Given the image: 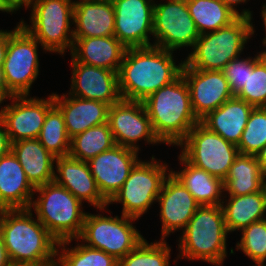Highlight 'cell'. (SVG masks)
<instances>
[{"mask_svg":"<svg viewBox=\"0 0 266 266\" xmlns=\"http://www.w3.org/2000/svg\"><path fill=\"white\" fill-rule=\"evenodd\" d=\"M264 263H265V262H257V263L255 264V266H266V264L264 265Z\"/></svg>","mask_w":266,"mask_h":266,"instance_id":"f907efd6","label":"cell"},{"mask_svg":"<svg viewBox=\"0 0 266 266\" xmlns=\"http://www.w3.org/2000/svg\"><path fill=\"white\" fill-rule=\"evenodd\" d=\"M36 193L30 209L48 232L58 242L78 238L86 215L83 203L54 181L35 188Z\"/></svg>","mask_w":266,"mask_h":266,"instance_id":"8992f818","label":"cell"},{"mask_svg":"<svg viewBox=\"0 0 266 266\" xmlns=\"http://www.w3.org/2000/svg\"><path fill=\"white\" fill-rule=\"evenodd\" d=\"M173 53L156 46L127 48L118 71L121 98L143 102L176 80L184 61L176 65Z\"/></svg>","mask_w":266,"mask_h":266,"instance_id":"6da1fadb","label":"cell"},{"mask_svg":"<svg viewBox=\"0 0 266 266\" xmlns=\"http://www.w3.org/2000/svg\"><path fill=\"white\" fill-rule=\"evenodd\" d=\"M181 155L192 165L224 181L230 167L238 157L237 145L209 131L200 122L177 145Z\"/></svg>","mask_w":266,"mask_h":266,"instance_id":"8fae6325","label":"cell"},{"mask_svg":"<svg viewBox=\"0 0 266 266\" xmlns=\"http://www.w3.org/2000/svg\"><path fill=\"white\" fill-rule=\"evenodd\" d=\"M72 0H34L26 9H31L30 23H19L41 44L43 51L65 55L73 47Z\"/></svg>","mask_w":266,"mask_h":266,"instance_id":"52a82bcc","label":"cell"},{"mask_svg":"<svg viewBox=\"0 0 266 266\" xmlns=\"http://www.w3.org/2000/svg\"><path fill=\"white\" fill-rule=\"evenodd\" d=\"M37 139L54 157L69 154L71 138L67 134L63 115L55 105L47 112Z\"/></svg>","mask_w":266,"mask_h":266,"instance_id":"d6a6232c","label":"cell"},{"mask_svg":"<svg viewBox=\"0 0 266 266\" xmlns=\"http://www.w3.org/2000/svg\"><path fill=\"white\" fill-rule=\"evenodd\" d=\"M73 38L114 36L115 12L112 1L74 2Z\"/></svg>","mask_w":266,"mask_h":266,"instance_id":"7402d4cb","label":"cell"},{"mask_svg":"<svg viewBox=\"0 0 266 266\" xmlns=\"http://www.w3.org/2000/svg\"><path fill=\"white\" fill-rule=\"evenodd\" d=\"M34 0H21V8L24 6L26 8Z\"/></svg>","mask_w":266,"mask_h":266,"instance_id":"681fc988","label":"cell"},{"mask_svg":"<svg viewBox=\"0 0 266 266\" xmlns=\"http://www.w3.org/2000/svg\"><path fill=\"white\" fill-rule=\"evenodd\" d=\"M256 158L262 173L266 176V145L257 153Z\"/></svg>","mask_w":266,"mask_h":266,"instance_id":"ee69618b","label":"cell"},{"mask_svg":"<svg viewBox=\"0 0 266 266\" xmlns=\"http://www.w3.org/2000/svg\"><path fill=\"white\" fill-rule=\"evenodd\" d=\"M228 197V201L223 198L225 201L221 203L228 233L241 231L251 223L266 219L265 187L256 193Z\"/></svg>","mask_w":266,"mask_h":266,"instance_id":"83f0119b","label":"cell"},{"mask_svg":"<svg viewBox=\"0 0 266 266\" xmlns=\"http://www.w3.org/2000/svg\"><path fill=\"white\" fill-rule=\"evenodd\" d=\"M107 123L116 145L139 151V140L153 145L162 143L153 131L142 101L121 99L109 106Z\"/></svg>","mask_w":266,"mask_h":266,"instance_id":"4fadbf2b","label":"cell"},{"mask_svg":"<svg viewBox=\"0 0 266 266\" xmlns=\"http://www.w3.org/2000/svg\"><path fill=\"white\" fill-rule=\"evenodd\" d=\"M162 222L161 240L178 229L184 230L200 204L182 183L171 173L165 178L157 201Z\"/></svg>","mask_w":266,"mask_h":266,"instance_id":"ac0fdd59","label":"cell"},{"mask_svg":"<svg viewBox=\"0 0 266 266\" xmlns=\"http://www.w3.org/2000/svg\"><path fill=\"white\" fill-rule=\"evenodd\" d=\"M139 151L115 145L87 163L101 195L109 202L121 189L131 169L140 160Z\"/></svg>","mask_w":266,"mask_h":266,"instance_id":"e0dca14e","label":"cell"},{"mask_svg":"<svg viewBox=\"0 0 266 266\" xmlns=\"http://www.w3.org/2000/svg\"><path fill=\"white\" fill-rule=\"evenodd\" d=\"M239 58L241 56L231 60L222 70L234 96L242 90L247 82L248 67H253L254 62L259 58V53L255 57Z\"/></svg>","mask_w":266,"mask_h":266,"instance_id":"74e56055","label":"cell"},{"mask_svg":"<svg viewBox=\"0 0 266 266\" xmlns=\"http://www.w3.org/2000/svg\"><path fill=\"white\" fill-rule=\"evenodd\" d=\"M11 261L8 257L5 245H4V241H3V237L2 234L0 232V266H11Z\"/></svg>","mask_w":266,"mask_h":266,"instance_id":"7bdbcfd3","label":"cell"},{"mask_svg":"<svg viewBox=\"0 0 266 266\" xmlns=\"http://www.w3.org/2000/svg\"><path fill=\"white\" fill-rule=\"evenodd\" d=\"M11 144L5 124L0 118V157L5 156L11 151Z\"/></svg>","mask_w":266,"mask_h":266,"instance_id":"f35d334b","label":"cell"},{"mask_svg":"<svg viewBox=\"0 0 266 266\" xmlns=\"http://www.w3.org/2000/svg\"><path fill=\"white\" fill-rule=\"evenodd\" d=\"M186 2L199 34L226 27L239 17L221 0H186Z\"/></svg>","mask_w":266,"mask_h":266,"instance_id":"f546056e","label":"cell"},{"mask_svg":"<svg viewBox=\"0 0 266 266\" xmlns=\"http://www.w3.org/2000/svg\"><path fill=\"white\" fill-rule=\"evenodd\" d=\"M38 45L41 44L18 22L8 30V47L0 73L4 90L10 95H30L39 75Z\"/></svg>","mask_w":266,"mask_h":266,"instance_id":"ba28073f","label":"cell"},{"mask_svg":"<svg viewBox=\"0 0 266 266\" xmlns=\"http://www.w3.org/2000/svg\"><path fill=\"white\" fill-rule=\"evenodd\" d=\"M11 151L34 188L54 181L56 157L48 152L37 138L13 142Z\"/></svg>","mask_w":266,"mask_h":266,"instance_id":"484cf974","label":"cell"},{"mask_svg":"<svg viewBox=\"0 0 266 266\" xmlns=\"http://www.w3.org/2000/svg\"><path fill=\"white\" fill-rule=\"evenodd\" d=\"M253 108L251 104L233 96L208 113L200 123L226 141L238 145Z\"/></svg>","mask_w":266,"mask_h":266,"instance_id":"d4e9b609","label":"cell"},{"mask_svg":"<svg viewBox=\"0 0 266 266\" xmlns=\"http://www.w3.org/2000/svg\"><path fill=\"white\" fill-rule=\"evenodd\" d=\"M171 248L166 240L151 242L144 239L135 249L118 261V266H170Z\"/></svg>","mask_w":266,"mask_h":266,"instance_id":"836d02e7","label":"cell"},{"mask_svg":"<svg viewBox=\"0 0 266 266\" xmlns=\"http://www.w3.org/2000/svg\"><path fill=\"white\" fill-rule=\"evenodd\" d=\"M265 187V175L254 155L239 154L224 180V192L228 196H242L261 191Z\"/></svg>","mask_w":266,"mask_h":266,"instance_id":"f1b7e54d","label":"cell"},{"mask_svg":"<svg viewBox=\"0 0 266 266\" xmlns=\"http://www.w3.org/2000/svg\"><path fill=\"white\" fill-rule=\"evenodd\" d=\"M71 88L67 94L113 105L120 101L118 72L71 61Z\"/></svg>","mask_w":266,"mask_h":266,"instance_id":"d6986e66","label":"cell"},{"mask_svg":"<svg viewBox=\"0 0 266 266\" xmlns=\"http://www.w3.org/2000/svg\"><path fill=\"white\" fill-rule=\"evenodd\" d=\"M226 6H228L233 12H235L238 16H244V17H248L250 18V20H252V11H250L249 9H243L240 12H238V10L235 8L237 7L238 4H241V3H246L248 2L247 0H221Z\"/></svg>","mask_w":266,"mask_h":266,"instance_id":"ab89813d","label":"cell"},{"mask_svg":"<svg viewBox=\"0 0 266 266\" xmlns=\"http://www.w3.org/2000/svg\"><path fill=\"white\" fill-rule=\"evenodd\" d=\"M9 94L4 90L3 88V85H2V82L0 81V105L5 101L6 102V99L9 98ZM2 108H0V116H1V113H2V110L5 108V106L3 107L0 106Z\"/></svg>","mask_w":266,"mask_h":266,"instance_id":"bcb514c9","label":"cell"},{"mask_svg":"<svg viewBox=\"0 0 266 266\" xmlns=\"http://www.w3.org/2000/svg\"><path fill=\"white\" fill-rule=\"evenodd\" d=\"M33 217L30 208L0 210V232L11 264L58 261V241Z\"/></svg>","mask_w":266,"mask_h":266,"instance_id":"7a4b0ae2","label":"cell"},{"mask_svg":"<svg viewBox=\"0 0 266 266\" xmlns=\"http://www.w3.org/2000/svg\"><path fill=\"white\" fill-rule=\"evenodd\" d=\"M236 97L254 107H266V65L260 57L248 67V79Z\"/></svg>","mask_w":266,"mask_h":266,"instance_id":"8d00e7d4","label":"cell"},{"mask_svg":"<svg viewBox=\"0 0 266 266\" xmlns=\"http://www.w3.org/2000/svg\"><path fill=\"white\" fill-rule=\"evenodd\" d=\"M180 164L184 165L182 170L170 171L182 185L192 194L194 199L202 205H221L224 201V181L214 177L203 169L189 163L179 154ZM223 193V194H222Z\"/></svg>","mask_w":266,"mask_h":266,"instance_id":"4316f807","label":"cell"},{"mask_svg":"<svg viewBox=\"0 0 266 266\" xmlns=\"http://www.w3.org/2000/svg\"><path fill=\"white\" fill-rule=\"evenodd\" d=\"M155 135L169 145H178L200 121L193 113L190 91L182 74L143 101Z\"/></svg>","mask_w":266,"mask_h":266,"instance_id":"3957f363","label":"cell"},{"mask_svg":"<svg viewBox=\"0 0 266 266\" xmlns=\"http://www.w3.org/2000/svg\"><path fill=\"white\" fill-rule=\"evenodd\" d=\"M266 145V107H254L237 145L239 153L254 155Z\"/></svg>","mask_w":266,"mask_h":266,"instance_id":"e575fe53","label":"cell"},{"mask_svg":"<svg viewBox=\"0 0 266 266\" xmlns=\"http://www.w3.org/2000/svg\"><path fill=\"white\" fill-rule=\"evenodd\" d=\"M0 118L3 120L11 143L38 138L47 112L54 106L53 93L42 99L29 95H12L8 98Z\"/></svg>","mask_w":266,"mask_h":266,"instance_id":"5bb4252c","label":"cell"},{"mask_svg":"<svg viewBox=\"0 0 266 266\" xmlns=\"http://www.w3.org/2000/svg\"><path fill=\"white\" fill-rule=\"evenodd\" d=\"M261 16H262V22L264 23V28H265V37L262 40V44L266 47V3L262 5V10H261Z\"/></svg>","mask_w":266,"mask_h":266,"instance_id":"7dc6e473","label":"cell"},{"mask_svg":"<svg viewBox=\"0 0 266 266\" xmlns=\"http://www.w3.org/2000/svg\"><path fill=\"white\" fill-rule=\"evenodd\" d=\"M259 53V57L260 59L264 62V64L266 65V48L265 50H262L261 52H258Z\"/></svg>","mask_w":266,"mask_h":266,"instance_id":"c3c4849f","label":"cell"},{"mask_svg":"<svg viewBox=\"0 0 266 266\" xmlns=\"http://www.w3.org/2000/svg\"><path fill=\"white\" fill-rule=\"evenodd\" d=\"M181 74L188 84L192 110L199 121L234 96L223 71L183 65Z\"/></svg>","mask_w":266,"mask_h":266,"instance_id":"2e32d148","label":"cell"},{"mask_svg":"<svg viewBox=\"0 0 266 266\" xmlns=\"http://www.w3.org/2000/svg\"><path fill=\"white\" fill-rule=\"evenodd\" d=\"M126 49L115 36L74 38L71 60L118 72Z\"/></svg>","mask_w":266,"mask_h":266,"instance_id":"cb8c5ba5","label":"cell"},{"mask_svg":"<svg viewBox=\"0 0 266 266\" xmlns=\"http://www.w3.org/2000/svg\"><path fill=\"white\" fill-rule=\"evenodd\" d=\"M72 239L60 241L57 245L59 266H118V260L106 252L89 247L84 243L67 248ZM61 247V250H59Z\"/></svg>","mask_w":266,"mask_h":266,"instance_id":"1f68e13d","label":"cell"},{"mask_svg":"<svg viewBox=\"0 0 266 266\" xmlns=\"http://www.w3.org/2000/svg\"><path fill=\"white\" fill-rule=\"evenodd\" d=\"M159 161L154 156L150 161L140 159L108 204L121 203V214L136 219L147 213L157 201L163 182L171 171L169 165L163 164L160 159Z\"/></svg>","mask_w":266,"mask_h":266,"instance_id":"30bf717a","label":"cell"},{"mask_svg":"<svg viewBox=\"0 0 266 266\" xmlns=\"http://www.w3.org/2000/svg\"><path fill=\"white\" fill-rule=\"evenodd\" d=\"M136 220L139 219L125 215L107 217L87 212L80 236L72 240L100 249L119 261L145 239L133 225Z\"/></svg>","mask_w":266,"mask_h":266,"instance_id":"9c48e42d","label":"cell"},{"mask_svg":"<svg viewBox=\"0 0 266 266\" xmlns=\"http://www.w3.org/2000/svg\"><path fill=\"white\" fill-rule=\"evenodd\" d=\"M116 145L108 123L93 126L70 140L69 156L88 162Z\"/></svg>","mask_w":266,"mask_h":266,"instance_id":"4dcf8cb0","label":"cell"},{"mask_svg":"<svg viewBox=\"0 0 266 266\" xmlns=\"http://www.w3.org/2000/svg\"><path fill=\"white\" fill-rule=\"evenodd\" d=\"M166 1L154 3L153 46L168 51L188 46L193 48L200 34L190 16L186 0Z\"/></svg>","mask_w":266,"mask_h":266,"instance_id":"7c38bea8","label":"cell"},{"mask_svg":"<svg viewBox=\"0 0 266 266\" xmlns=\"http://www.w3.org/2000/svg\"><path fill=\"white\" fill-rule=\"evenodd\" d=\"M8 47V31L0 29V73L4 64Z\"/></svg>","mask_w":266,"mask_h":266,"instance_id":"60d3db41","label":"cell"},{"mask_svg":"<svg viewBox=\"0 0 266 266\" xmlns=\"http://www.w3.org/2000/svg\"><path fill=\"white\" fill-rule=\"evenodd\" d=\"M115 12L114 36L126 47H149L153 37L155 0H112Z\"/></svg>","mask_w":266,"mask_h":266,"instance_id":"9a60e30c","label":"cell"},{"mask_svg":"<svg viewBox=\"0 0 266 266\" xmlns=\"http://www.w3.org/2000/svg\"><path fill=\"white\" fill-rule=\"evenodd\" d=\"M11 266H59L58 261H47L37 264H12Z\"/></svg>","mask_w":266,"mask_h":266,"instance_id":"f6af8a7d","label":"cell"},{"mask_svg":"<svg viewBox=\"0 0 266 266\" xmlns=\"http://www.w3.org/2000/svg\"><path fill=\"white\" fill-rule=\"evenodd\" d=\"M242 237L236 244L254 263L266 261V219L251 223L241 230Z\"/></svg>","mask_w":266,"mask_h":266,"instance_id":"d590c367","label":"cell"},{"mask_svg":"<svg viewBox=\"0 0 266 266\" xmlns=\"http://www.w3.org/2000/svg\"><path fill=\"white\" fill-rule=\"evenodd\" d=\"M227 234L221 205H202L179 237L177 259L182 257L223 266L228 252Z\"/></svg>","mask_w":266,"mask_h":266,"instance_id":"277c9868","label":"cell"},{"mask_svg":"<svg viewBox=\"0 0 266 266\" xmlns=\"http://www.w3.org/2000/svg\"><path fill=\"white\" fill-rule=\"evenodd\" d=\"M34 191L13 152L0 157V210L29 209Z\"/></svg>","mask_w":266,"mask_h":266,"instance_id":"603a6c76","label":"cell"},{"mask_svg":"<svg viewBox=\"0 0 266 266\" xmlns=\"http://www.w3.org/2000/svg\"><path fill=\"white\" fill-rule=\"evenodd\" d=\"M21 9V0H0V11L13 13Z\"/></svg>","mask_w":266,"mask_h":266,"instance_id":"b9f144b4","label":"cell"},{"mask_svg":"<svg viewBox=\"0 0 266 266\" xmlns=\"http://www.w3.org/2000/svg\"><path fill=\"white\" fill-rule=\"evenodd\" d=\"M248 17L239 16L230 25L200 34L184 65L197 70H217L240 57L245 44L253 37L254 25ZM252 36V37H251Z\"/></svg>","mask_w":266,"mask_h":266,"instance_id":"5b68a950","label":"cell"},{"mask_svg":"<svg viewBox=\"0 0 266 266\" xmlns=\"http://www.w3.org/2000/svg\"><path fill=\"white\" fill-rule=\"evenodd\" d=\"M54 182L66 188L81 202L104 212L109 204L101 195L87 162L69 155L55 158Z\"/></svg>","mask_w":266,"mask_h":266,"instance_id":"ffe728a7","label":"cell"},{"mask_svg":"<svg viewBox=\"0 0 266 266\" xmlns=\"http://www.w3.org/2000/svg\"><path fill=\"white\" fill-rule=\"evenodd\" d=\"M54 105L61 111L67 134L70 138L87 129L107 123L109 105L97 101L74 97L70 94L53 93Z\"/></svg>","mask_w":266,"mask_h":266,"instance_id":"44dd1931","label":"cell"}]
</instances>
